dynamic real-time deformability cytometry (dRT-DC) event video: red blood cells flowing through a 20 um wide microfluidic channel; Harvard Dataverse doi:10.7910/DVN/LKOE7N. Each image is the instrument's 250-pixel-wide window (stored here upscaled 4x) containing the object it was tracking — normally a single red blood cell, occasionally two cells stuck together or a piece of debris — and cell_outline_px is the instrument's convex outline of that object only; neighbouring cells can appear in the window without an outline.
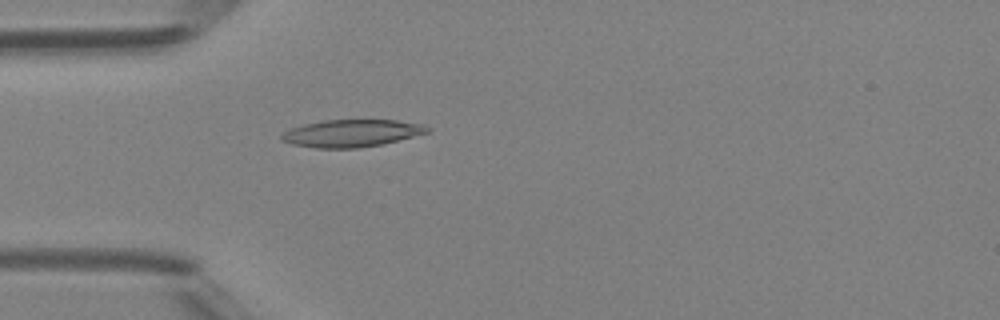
{"species": "Egyptian fruit bat (a non-hibernating species)", "species_latin": "Rousettus aegyptiacus", "temperature_condition": "room temperature", "stored_images_in_passage": 47, "camera_frame_rate_fps": 3000, "um_per_image_px": 0.085, "animal": {"sex": "female"}, "frame": {"image": 1, "passage_image": 14, "time_ms": 4.333, "image_size_px": [1000, 320], "cell_outline_px": [[428, 132], [380, 144], [360, 148], [316, 148], [292, 144], [280, 140], [280, 136], [284, 132], [292, 128], [304, 124], [324, 120], [396, 120], [424, 124], [428, 128]], "centroid_in_image_um": [29.84, 11.32], "position_along_channel_um": 55.2, "area_um2": 22.95}}
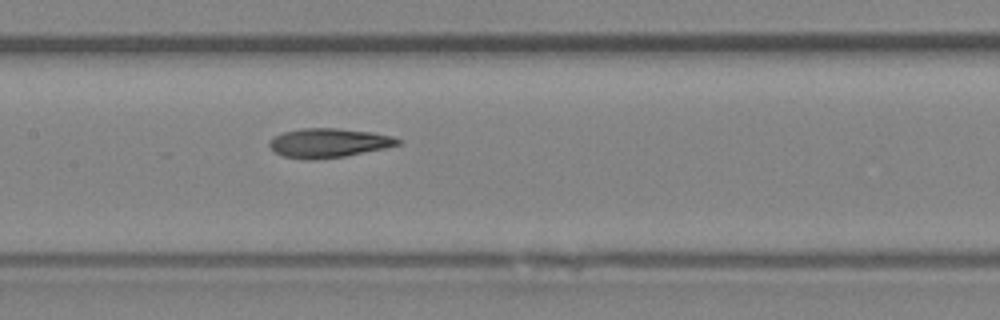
{"frame": {"image": 2, "passage_image": 23, "time_ms": 7.333, "image_size_px": [1000, 320], "cell_outline_px": [[404, 140], [400, 144], [384, 148], [344, 156], [312, 160], [308, 160], [284, 156], [276, 152], [268, 144], [268, 140], [272, 136], [284, 132], [304, 128], [336, 128], [372, 132], [392, 136]], "centroid_in_image_um": [27.93, 12.14], "position_along_channel_um": 179.5, "area_um2": 21.79}}
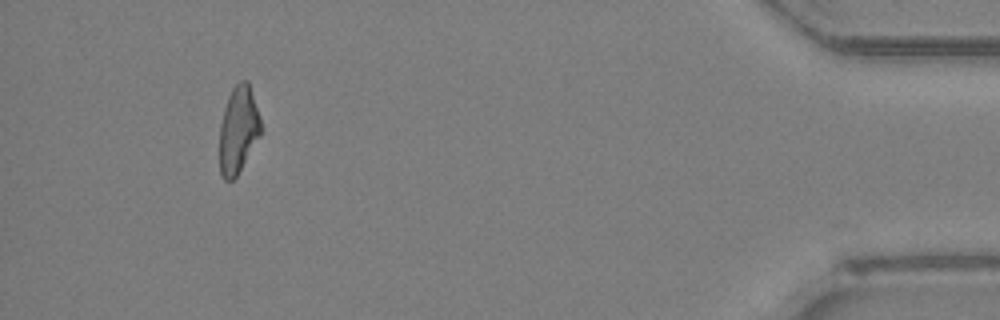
{"frame": {"image": 3, "passage_image": 44, "time_ms": 14.333, "image_size_px": [1000, 320], "cell_outline_px": [[260, 136], [236, 176], [232, 180], [224, 180], [220, 172], [220, 124], [224, 108], [228, 96], [232, 88], [240, 80], [248, 80], [260, 120]], "centroid_in_image_um": [20.24, 11.02], "position_along_channel_um": 415.0, "area_um2": 20.58}, "authors_computed_cell_mechanics": {"area_um2": 22.0796, "velocity_mm_per_s": 4.3481, "shape_relaxation_time_tau1_ms": 9.6268, "shape_relaxation_time_tau2_ms": 3.7751, "deformation_change_tau1": 0.2351, "deformation_change_tau2": 0.11}}